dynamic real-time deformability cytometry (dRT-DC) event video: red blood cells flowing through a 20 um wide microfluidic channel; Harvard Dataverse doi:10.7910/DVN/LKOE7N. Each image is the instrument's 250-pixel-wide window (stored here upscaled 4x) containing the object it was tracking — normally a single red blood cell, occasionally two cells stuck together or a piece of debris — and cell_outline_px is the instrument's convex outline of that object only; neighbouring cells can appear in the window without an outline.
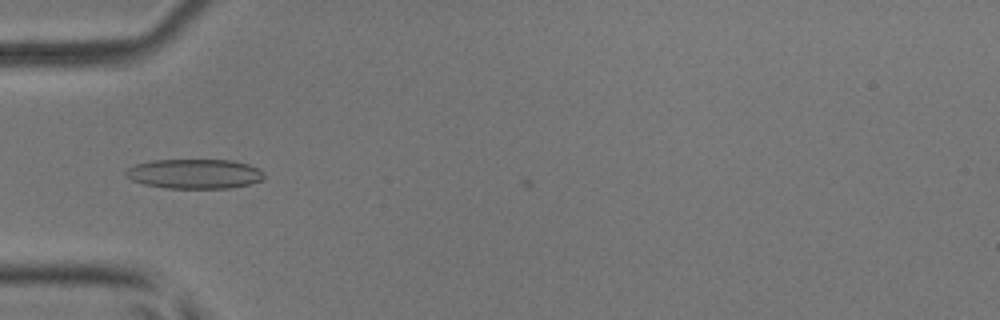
{"species": "common noctule bat (a hibernating species)", "species_latin": "Nyctalus noctula", "temperature_condition": "room temperature", "stored_images_in_passage": 5, "camera_frame_rate_fps": 3000, "um_per_image_px": 0.085, "animal": {"sex": "male", "body_mass_g": 17.9, "forearm_length_mm": 54.2}, "frame": {"image": 1, "passage_image": 4, "time_ms": 1.0, "image_size_px": [1000, 320], "cell_outline_px": [[264, 180], [248, 184], [228, 188], [168, 188], [144, 184], [132, 180], [124, 176], [124, 172], [128, 168], [136, 164], [152, 160], [232, 160], [248, 164], [260, 168], [264, 172]], "centroid_in_image_um": [16.55, 14.77], "position_along_channel_um": 68.5, "area_um2": 23.99}}